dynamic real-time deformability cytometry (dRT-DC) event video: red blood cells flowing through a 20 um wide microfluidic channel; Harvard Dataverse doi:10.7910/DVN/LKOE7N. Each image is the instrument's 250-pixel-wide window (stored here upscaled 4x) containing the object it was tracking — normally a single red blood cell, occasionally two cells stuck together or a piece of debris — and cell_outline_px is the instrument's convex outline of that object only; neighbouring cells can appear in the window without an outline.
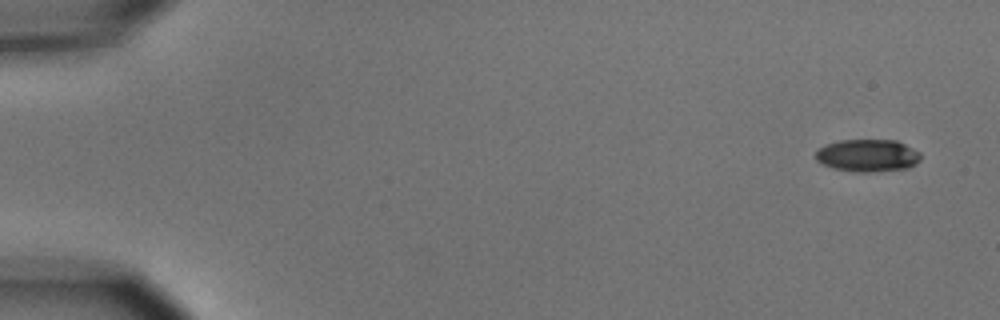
{"species": "common noctule bat (a hibernating species)", "species_latin": "Nyctalus noctula", "temperature_condition": "cold", "stored_images_in_passage": 5, "camera_frame_rate_fps": 3000, "um_per_image_px": 0.085, "animal": {"sex": "male", "body_mass_g": 15.6}, "frame": {"image": 1, "passage_image": 1, "time_ms": 0.0, "image_size_px": [1000, 320], "cell_outline_px": [[920, 160], [916, 164], [908, 168], [872, 172], [856, 172], [832, 168], [820, 164], [816, 160], [816, 152], [824, 144], [840, 140], [896, 140], [920, 152]], "centroid_in_image_um": [73.73, 13.22], "position_along_channel_um": 11.3, "area_um2": 20.0}}